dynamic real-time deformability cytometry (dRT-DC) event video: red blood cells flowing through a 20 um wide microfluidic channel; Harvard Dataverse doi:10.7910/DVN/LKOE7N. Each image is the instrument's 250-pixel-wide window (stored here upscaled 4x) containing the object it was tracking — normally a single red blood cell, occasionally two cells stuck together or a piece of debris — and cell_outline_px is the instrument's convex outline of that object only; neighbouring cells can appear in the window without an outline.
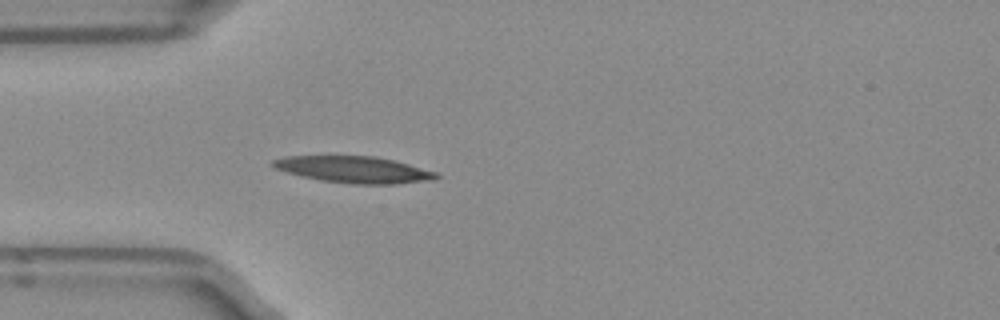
{"species": "Egyptian fruit bat (a non-hibernating species)", "species_latin": "Rousettus aegyptiacus", "temperature_condition": "room temperature", "stored_images_in_passage": 2, "camera_frame_rate_fps": 3000, "um_per_image_px": 0.085, "frame": {"image": 1, "passage_image": 2, "time_ms": 0.333, "image_size_px": [1000, 320], "cell_outline_px": [[440, 176], [436, 180], [396, 184], [352, 184], [320, 180], [300, 176], [276, 168], [268, 164], [272, 160], [288, 156], [372, 156], [392, 160], [440, 172]], "centroid_in_image_um": [30.13, 14.42], "position_along_channel_um": 54.9, "area_um2": 25.43}}